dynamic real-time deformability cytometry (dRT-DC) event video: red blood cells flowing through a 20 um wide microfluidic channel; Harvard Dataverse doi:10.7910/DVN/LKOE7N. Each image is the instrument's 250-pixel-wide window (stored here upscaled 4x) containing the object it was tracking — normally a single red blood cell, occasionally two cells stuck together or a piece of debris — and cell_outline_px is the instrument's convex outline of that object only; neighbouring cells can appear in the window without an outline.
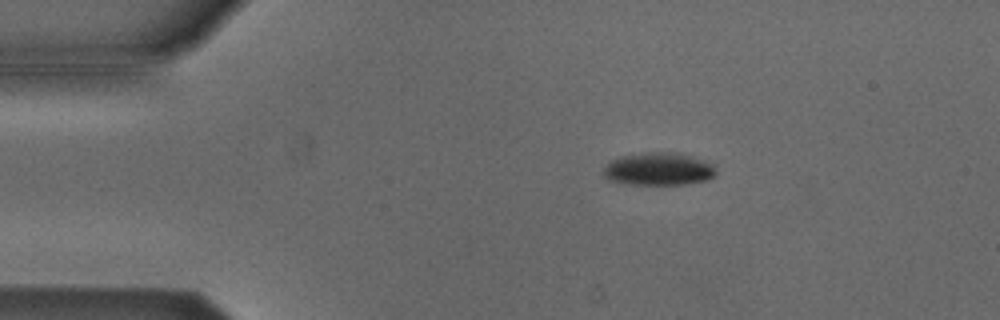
{"species": "Egyptian fruit bat (a non-hibernating species)", "species_latin": "Rousettus aegyptiacus", "temperature_condition": "cold", "stored_images_in_passage": 46, "camera_frame_rate_fps": 3000, "um_per_image_px": 0.085, "animal": {"sex": "male"}, "frame": {"image": 1, "passage_image": 2, "time_ms": 0.333, "image_size_px": [1000, 320], "cell_outline_px": [[716, 172], [708, 180], [684, 184], [628, 184], [608, 180], [604, 176], [604, 168], [612, 160], [620, 156], [644, 152], [676, 152], [700, 160], [708, 164]], "centroid_in_image_um": [55.9, 14.37], "position_along_channel_um": 29.1, "area_um2": 21.04}}
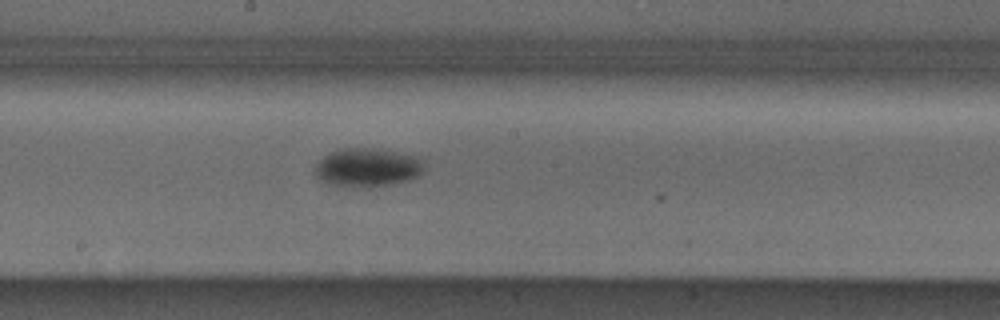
{"frame": {"image": 2, "passage_image": 21, "time_ms": 6.667, "image_size_px": [1000, 320], "cell_outline_px": [[424, 172], [420, 176], [408, 180], [368, 188], [364, 188], [328, 184], [320, 180], [316, 176], [316, 164], [328, 152], [340, 148], [372, 148], [420, 156], [424, 160]], "centroid_in_image_um": [31.26, 14.23], "position_along_channel_um": 216.9, "area_um2": 24.91}}
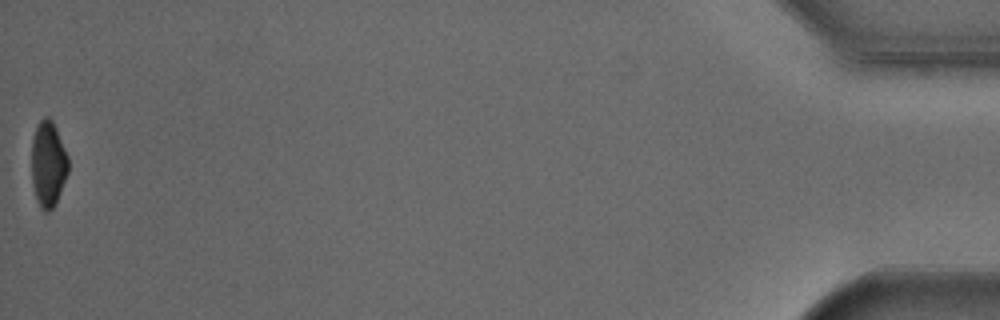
{"frame": {"image": 3, "passage_image": 46, "time_ms": 15.0, "image_size_px": [1000, 320], "cell_outline_px": [[68, 172], [56, 204], [48, 212], [44, 212], [40, 208], [36, 196], [32, 180], [32, 140], [36, 128], [40, 120], [44, 116], [48, 116], [52, 120], [56, 128], [68, 156]], "centroid_in_image_um": [4.1, 13.94], "position_along_channel_um": 431.1, "area_um2": 18.26}, "authors_computed_cell_mechanics": {"area_um2": 22.6287, "velocity_mm_per_s": 3.8193, "shape_relaxation_time_tau1_ms": 2.4744, "shape_relaxation_time_tau2_ms": null, "deformation_change_tau1": 0.094, "deformation_change_tau2": null}}